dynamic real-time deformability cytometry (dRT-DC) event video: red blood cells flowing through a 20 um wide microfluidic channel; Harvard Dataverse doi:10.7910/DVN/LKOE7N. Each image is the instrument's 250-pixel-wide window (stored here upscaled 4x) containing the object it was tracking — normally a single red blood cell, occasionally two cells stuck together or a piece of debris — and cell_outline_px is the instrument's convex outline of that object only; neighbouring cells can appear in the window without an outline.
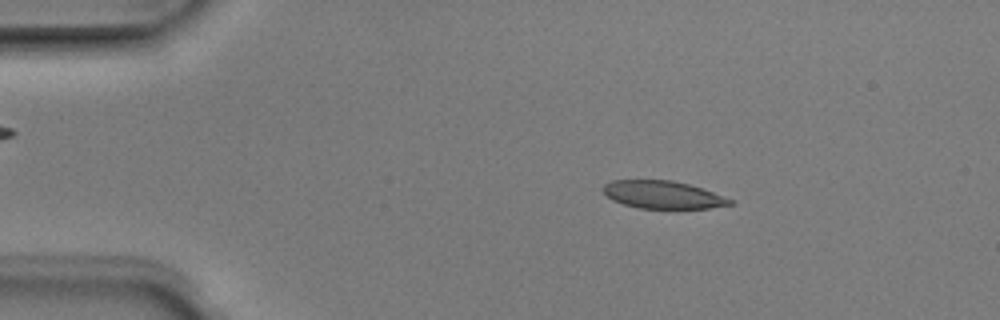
{"species": "Egyptian fruit bat (a non-hibernating species)", "species_latin": "Rousettus aegyptiacus", "temperature_condition": "room temperature", "stored_images_in_passage": 6, "camera_frame_rate_fps": 3000, "um_per_image_px": 0.085, "animal": {"sex": "male"}, "frame": {"image": 1, "passage_image": 2, "time_ms": 0.333, "image_size_px": [1000, 320], "cell_outline_px": [[736, 204], [708, 208], [640, 208], [624, 204], [612, 200], [600, 188], [604, 184], [612, 180], [672, 180], [688, 184], [712, 192], [732, 200]], "centroid_in_image_um": [56.31, 16.55], "position_along_channel_um": 28.7, "area_um2": 20.29}}
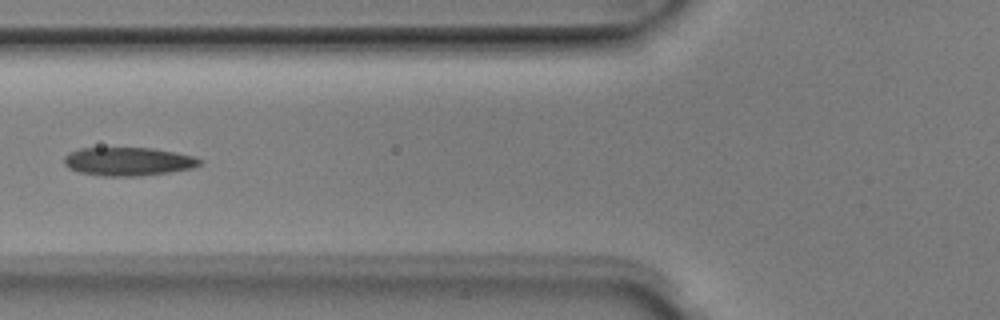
{"frame": {"image": 2, "passage_image": 5, "time_ms": 1.333, "image_size_px": [1000, 320], "cell_outline_px": [[200, 164], [192, 168], [168, 172], [140, 176], [104, 176], [80, 172], [68, 168], [64, 164], [64, 156], [68, 152], [80, 148], [152, 148], [176, 152], [192, 156], [200, 160]], "centroid_in_image_um": [10.84, 13.72], "position_along_channel_um": 115.0, "area_um2": 22.37}}
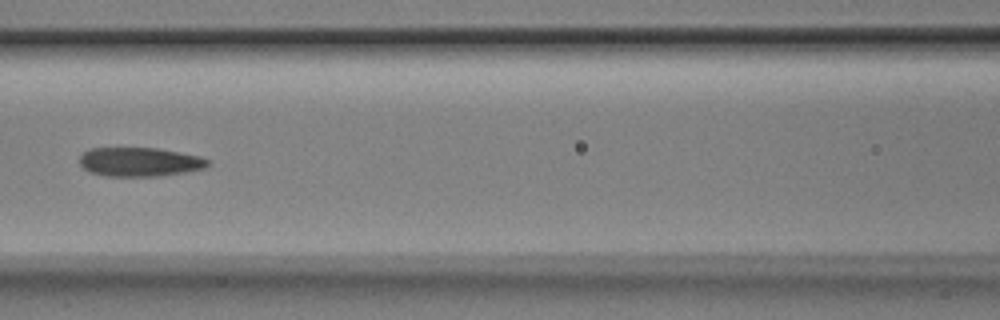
{"frame": {"image": 3, "passage_image": 6, "time_ms": 1.667, "image_size_px": [1000, 320], "cell_outline_px": [[212, 164], [204, 168], [188, 172], [160, 176], [104, 176], [88, 172], [80, 164], [80, 156], [88, 148], [156, 148], [200, 156], [212, 160]], "centroid_in_image_um": [11.9, 13.77], "position_along_channel_um": 154.7, "area_um2": 21.96}}